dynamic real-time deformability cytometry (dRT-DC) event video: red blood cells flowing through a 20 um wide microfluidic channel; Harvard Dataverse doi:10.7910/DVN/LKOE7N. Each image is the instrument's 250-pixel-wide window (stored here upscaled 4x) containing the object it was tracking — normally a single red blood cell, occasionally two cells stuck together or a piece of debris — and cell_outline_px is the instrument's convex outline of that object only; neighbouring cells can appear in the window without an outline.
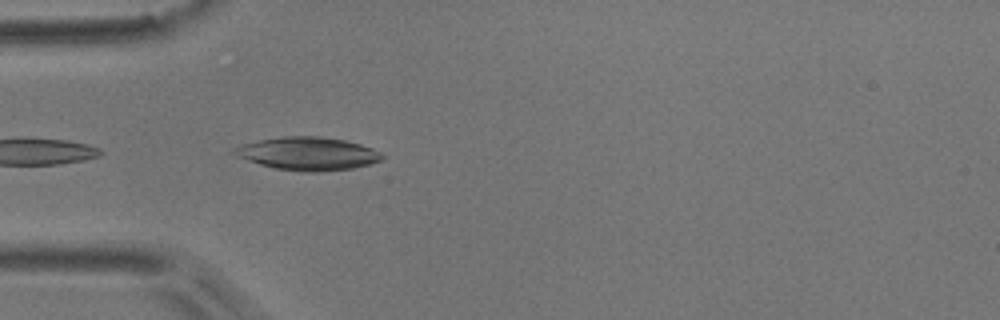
{"species": "common noctule bat (a hibernating species)", "species_latin": "Nyctalus noctula", "temperature_condition": "room temperature", "stored_images_in_passage": 4, "camera_frame_rate_fps": 3000, "um_per_image_px": 0.085, "animal": {"sex": "male", "body_mass_g": 17.9}, "frame": {"image": 1, "passage_image": 4, "time_ms": 3.333, "image_size_px": [1000, 320], "cell_outline_px": [[384, 156], [380, 160], [368, 164], [352, 168], [320, 172], [304, 172], [276, 168], [260, 164], [236, 156], [232, 148], [244, 144], [260, 140], [284, 136], [320, 136], [344, 140], [360, 144], [372, 148], [380, 152]], "centroid_in_image_um": [26.17, 13.05], "position_along_channel_um": 58.8, "area_um2": 28.21}}